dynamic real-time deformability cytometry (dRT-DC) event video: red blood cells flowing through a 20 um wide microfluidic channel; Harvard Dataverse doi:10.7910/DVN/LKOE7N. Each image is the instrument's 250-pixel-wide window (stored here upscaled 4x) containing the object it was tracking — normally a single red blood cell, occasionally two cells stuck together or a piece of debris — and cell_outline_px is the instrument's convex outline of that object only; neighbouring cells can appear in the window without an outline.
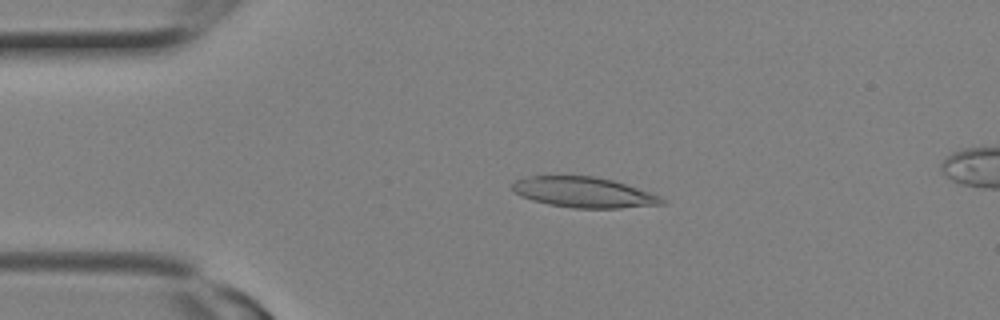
{"species": "Egyptian fruit bat (a non-hibernating species)", "species_latin": "Rousettus aegyptiacus", "temperature_condition": "room temperature", "stored_images_in_passage": 8, "camera_frame_rate_fps": 3000, "um_per_image_px": 0.085, "animal": {"sex": "female"}, "frame": {"image": 1, "passage_image": 5, "time_ms": 1.333, "image_size_px": [1000, 320], "cell_outline_px": [[664, 204], [620, 208], [572, 208], [548, 204], [532, 200], [520, 196], [512, 188], [512, 184], [516, 180], [532, 176], [592, 176], [612, 180], [660, 196], [664, 200]], "centroid_in_image_um": [49.59, 16.36], "position_along_channel_um": 35.4, "area_um2": 26.18}}